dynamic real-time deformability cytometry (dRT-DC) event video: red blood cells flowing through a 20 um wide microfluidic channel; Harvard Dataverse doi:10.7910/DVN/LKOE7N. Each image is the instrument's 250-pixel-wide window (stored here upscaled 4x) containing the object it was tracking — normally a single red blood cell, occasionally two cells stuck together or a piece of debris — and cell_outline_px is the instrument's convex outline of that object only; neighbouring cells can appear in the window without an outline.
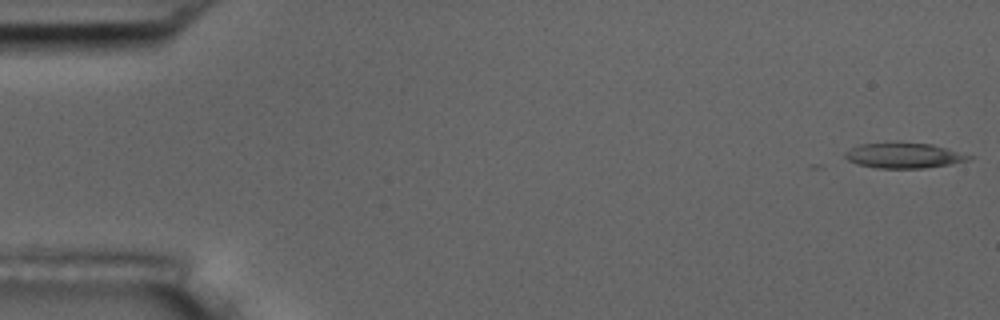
{"species": "common noctule bat (a hibernating species)", "species_latin": "Nyctalus noctula", "temperature_condition": "room temperature", "stored_images_in_passage": 6, "camera_frame_rate_fps": 3000, "um_per_image_px": 0.085, "animal": {"sex": "male", "body_mass_g": 17.5, "forearm_length_mm": 52.3}, "frame": {"image": 1, "passage_image": 1, "time_ms": 0.0, "image_size_px": [1000, 320], "cell_outline_px": [[976, 156], [968, 160], [948, 164], [924, 168], [876, 168], [856, 164], [848, 160], [844, 156], [844, 152], [860, 144], [896, 140], [900, 140], [932, 144], [948, 148]], "centroid_in_image_um": [76.82, 13.17], "position_along_channel_um": 8.2, "area_um2": 18.96}}